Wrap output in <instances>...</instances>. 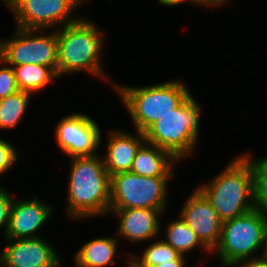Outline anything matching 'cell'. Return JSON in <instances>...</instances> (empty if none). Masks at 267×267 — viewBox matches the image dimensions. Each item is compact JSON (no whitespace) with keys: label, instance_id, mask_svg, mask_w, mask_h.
Returning a JSON list of instances; mask_svg holds the SVG:
<instances>
[{"label":"cell","instance_id":"cell-7","mask_svg":"<svg viewBox=\"0 0 267 267\" xmlns=\"http://www.w3.org/2000/svg\"><path fill=\"white\" fill-rule=\"evenodd\" d=\"M174 177H143L132 172L110 176V209L166 210L167 183Z\"/></svg>","mask_w":267,"mask_h":267},{"label":"cell","instance_id":"cell-3","mask_svg":"<svg viewBox=\"0 0 267 267\" xmlns=\"http://www.w3.org/2000/svg\"><path fill=\"white\" fill-rule=\"evenodd\" d=\"M93 22L81 17L74 23L56 29L58 42L57 76L80 71L102 77L108 76L101 68L105 33Z\"/></svg>","mask_w":267,"mask_h":267},{"label":"cell","instance_id":"cell-16","mask_svg":"<svg viewBox=\"0 0 267 267\" xmlns=\"http://www.w3.org/2000/svg\"><path fill=\"white\" fill-rule=\"evenodd\" d=\"M177 161L169 152L144 142L137 150L130 172L143 177H175Z\"/></svg>","mask_w":267,"mask_h":267},{"label":"cell","instance_id":"cell-30","mask_svg":"<svg viewBox=\"0 0 267 267\" xmlns=\"http://www.w3.org/2000/svg\"><path fill=\"white\" fill-rule=\"evenodd\" d=\"M262 247H263V252H261V256L258 258L262 259L263 261L267 262V230L265 232V236H264V241H263V244H262Z\"/></svg>","mask_w":267,"mask_h":267},{"label":"cell","instance_id":"cell-27","mask_svg":"<svg viewBox=\"0 0 267 267\" xmlns=\"http://www.w3.org/2000/svg\"><path fill=\"white\" fill-rule=\"evenodd\" d=\"M234 267L238 266V267H267V262L263 261L260 258H256V259H249V260H245V261H241L238 262L236 264L233 265Z\"/></svg>","mask_w":267,"mask_h":267},{"label":"cell","instance_id":"cell-9","mask_svg":"<svg viewBox=\"0 0 267 267\" xmlns=\"http://www.w3.org/2000/svg\"><path fill=\"white\" fill-rule=\"evenodd\" d=\"M3 1V0H2ZM14 13L17 27L26 29H59L74 23L80 17H72L85 0H4ZM76 17V18H75ZM57 27V28H56Z\"/></svg>","mask_w":267,"mask_h":267},{"label":"cell","instance_id":"cell-23","mask_svg":"<svg viewBox=\"0 0 267 267\" xmlns=\"http://www.w3.org/2000/svg\"><path fill=\"white\" fill-rule=\"evenodd\" d=\"M0 64L4 65L0 68V99L13 95L19 91L15 79V74L11 66H7L0 59ZM6 65V67H5Z\"/></svg>","mask_w":267,"mask_h":267},{"label":"cell","instance_id":"cell-24","mask_svg":"<svg viewBox=\"0 0 267 267\" xmlns=\"http://www.w3.org/2000/svg\"><path fill=\"white\" fill-rule=\"evenodd\" d=\"M17 148L0 137V176L5 174L17 161Z\"/></svg>","mask_w":267,"mask_h":267},{"label":"cell","instance_id":"cell-13","mask_svg":"<svg viewBox=\"0 0 267 267\" xmlns=\"http://www.w3.org/2000/svg\"><path fill=\"white\" fill-rule=\"evenodd\" d=\"M39 198L13 199L9 225L5 239H25L40 237L39 229L50 219L53 207Z\"/></svg>","mask_w":267,"mask_h":267},{"label":"cell","instance_id":"cell-12","mask_svg":"<svg viewBox=\"0 0 267 267\" xmlns=\"http://www.w3.org/2000/svg\"><path fill=\"white\" fill-rule=\"evenodd\" d=\"M6 240L1 251L4 267H62L57 249L43 237Z\"/></svg>","mask_w":267,"mask_h":267},{"label":"cell","instance_id":"cell-1","mask_svg":"<svg viewBox=\"0 0 267 267\" xmlns=\"http://www.w3.org/2000/svg\"><path fill=\"white\" fill-rule=\"evenodd\" d=\"M71 158L66 214L76 220L108 215L110 175L103 158L98 154Z\"/></svg>","mask_w":267,"mask_h":267},{"label":"cell","instance_id":"cell-28","mask_svg":"<svg viewBox=\"0 0 267 267\" xmlns=\"http://www.w3.org/2000/svg\"><path fill=\"white\" fill-rule=\"evenodd\" d=\"M185 258L184 255H179L175 260L170 262L161 263L154 267H185Z\"/></svg>","mask_w":267,"mask_h":267},{"label":"cell","instance_id":"cell-10","mask_svg":"<svg viewBox=\"0 0 267 267\" xmlns=\"http://www.w3.org/2000/svg\"><path fill=\"white\" fill-rule=\"evenodd\" d=\"M100 127L90 116L71 113L56 126L55 137L61 151L70 157L98 154L101 143Z\"/></svg>","mask_w":267,"mask_h":267},{"label":"cell","instance_id":"cell-14","mask_svg":"<svg viewBox=\"0 0 267 267\" xmlns=\"http://www.w3.org/2000/svg\"><path fill=\"white\" fill-rule=\"evenodd\" d=\"M119 217L117 234L130 242H145L155 239L160 231L159 216L165 210L152 209H110L109 213ZM161 214V215H160Z\"/></svg>","mask_w":267,"mask_h":267},{"label":"cell","instance_id":"cell-15","mask_svg":"<svg viewBox=\"0 0 267 267\" xmlns=\"http://www.w3.org/2000/svg\"><path fill=\"white\" fill-rule=\"evenodd\" d=\"M124 131H109L103 163L110 176L121 172H130L136 152L145 142L144 133L136 130V133L130 134Z\"/></svg>","mask_w":267,"mask_h":267},{"label":"cell","instance_id":"cell-4","mask_svg":"<svg viewBox=\"0 0 267 267\" xmlns=\"http://www.w3.org/2000/svg\"><path fill=\"white\" fill-rule=\"evenodd\" d=\"M127 108L135 131L144 133L154 122L178 107L190 94L182 79L161 82L152 86H122L112 83Z\"/></svg>","mask_w":267,"mask_h":267},{"label":"cell","instance_id":"cell-31","mask_svg":"<svg viewBox=\"0 0 267 267\" xmlns=\"http://www.w3.org/2000/svg\"><path fill=\"white\" fill-rule=\"evenodd\" d=\"M130 254H131V253L128 254V258H127V259H128V260H127V264H128L127 267H131Z\"/></svg>","mask_w":267,"mask_h":267},{"label":"cell","instance_id":"cell-21","mask_svg":"<svg viewBox=\"0 0 267 267\" xmlns=\"http://www.w3.org/2000/svg\"><path fill=\"white\" fill-rule=\"evenodd\" d=\"M179 255L180 253L161 239L150 243L144 249L141 258L130 254V262L131 267H154L175 260Z\"/></svg>","mask_w":267,"mask_h":267},{"label":"cell","instance_id":"cell-11","mask_svg":"<svg viewBox=\"0 0 267 267\" xmlns=\"http://www.w3.org/2000/svg\"><path fill=\"white\" fill-rule=\"evenodd\" d=\"M184 202L179 217L212 252L219 243L223 221L197 187Z\"/></svg>","mask_w":267,"mask_h":267},{"label":"cell","instance_id":"cell-20","mask_svg":"<svg viewBox=\"0 0 267 267\" xmlns=\"http://www.w3.org/2000/svg\"><path fill=\"white\" fill-rule=\"evenodd\" d=\"M30 95L29 92L18 91L0 99V129L17 128L27 110Z\"/></svg>","mask_w":267,"mask_h":267},{"label":"cell","instance_id":"cell-29","mask_svg":"<svg viewBox=\"0 0 267 267\" xmlns=\"http://www.w3.org/2000/svg\"><path fill=\"white\" fill-rule=\"evenodd\" d=\"M209 8L210 7H220L228 3L230 0H202Z\"/></svg>","mask_w":267,"mask_h":267},{"label":"cell","instance_id":"cell-19","mask_svg":"<svg viewBox=\"0 0 267 267\" xmlns=\"http://www.w3.org/2000/svg\"><path fill=\"white\" fill-rule=\"evenodd\" d=\"M168 223L165 233L166 243L171 245L181 255H186L191 250L196 249L198 246L206 250L205 252H211L198 238L196 233L179 217Z\"/></svg>","mask_w":267,"mask_h":267},{"label":"cell","instance_id":"cell-17","mask_svg":"<svg viewBox=\"0 0 267 267\" xmlns=\"http://www.w3.org/2000/svg\"><path fill=\"white\" fill-rule=\"evenodd\" d=\"M116 237H99L86 242L75 253L74 261L76 267H107L114 265L117 250Z\"/></svg>","mask_w":267,"mask_h":267},{"label":"cell","instance_id":"cell-32","mask_svg":"<svg viewBox=\"0 0 267 267\" xmlns=\"http://www.w3.org/2000/svg\"><path fill=\"white\" fill-rule=\"evenodd\" d=\"M0 267H3V259L1 253H0Z\"/></svg>","mask_w":267,"mask_h":267},{"label":"cell","instance_id":"cell-8","mask_svg":"<svg viewBox=\"0 0 267 267\" xmlns=\"http://www.w3.org/2000/svg\"><path fill=\"white\" fill-rule=\"evenodd\" d=\"M15 30L9 39L0 40V59L11 67L23 64L48 66L57 74L56 30L44 35L40 33L43 29L16 27Z\"/></svg>","mask_w":267,"mask_h":267},{"label":"cell","instance_id":"cell-6","mask_svg":"<svg viewBox=\"0 0 267 267\" xmlns=\"http://www.w3.org/2000/svg\"><path fill=\"white\" fill-rule=\"evenodd\" d=\"M266 230L267 215L254 208L223 221L219 243L211 253L216 251L222 267H233L238 262L256 259L253 254L262 247Z\"/></svg>","mask_w":267,"mask_h":267},{"label":"cell","instance_id":"cell-18","mask_svg":"<svg viewBox=\"0 0 267 267\" xmlns=\"http://www.w3.org/2000/svg\"><path fill=\"white\" fill-rule=\"evenodd\" d=\"M12 68L19 91L32 94L41 91L58 78L57 74L48 66L23 64Z\"/></svg>","mask_w":267,"mask_h":267},{"label":"cell","instance_id":"cell-25","mask_svg":"<svg viewBox=\"0 0 267 267\" xmlns=\"http://www.w3.org/2000/svg\"><path fill=\"white\" fill-rule=\"evenodd\" d=\"M5 189L0 187V229L5 230L4 235L6 236L14 197L12 198V195Z\"/></svg>","mask_w":267,"mask_h":267},{"label":"cell","instance_id":"cell-2","mask_svg":"<svg viewBox=\"0 0 267 267\" xmlns=\"http://www.w3.org/2000/svg\"><path fill=\"white\" fill-rule=\"evenodd\" d=\"M197 187L210 201L222 221L233 219L255 208L254 175L250 161L234 157L219 175Z\"/></svg>","mask_w":267,"mask_h":267},{"label":"cell","instance_id":"cell-5","mask_svg":"<svg viewBox=\"0 0 267 267\" xmlns=\"http://www.w3.org/2000/svg\"><path fill=\"white\" fill-rule=\"evenodd\" d=\"M201 106L189 95L178 107L154 122L145 132V142L169 152L177 161L193 157L199 140Z\"/></svg>","mask_w":267,"mask_h":267},{"label":"cell","instance_id":"cell-26","mask_svg":"<svg viewBox=\"0 0 267 267\" xmlns=\"http://www.w3.org/2000/svg\"><path fill=\"white\" fill-rule=\"evenodd\" d=\"M158 2H160L159 4L161 5H164V6H177L179 5L180 3L182 2H189L191 4H194V5H198V6H201V7H208L202 0H157Z\"/></svg>","mask_w":267,"mask_h":267},{"label":"cell","instance_id":"cell-22","mask_svg":"<svg viewBox=\"0 0 267 267\" xmlns=\"http://www.w3.org/2000/svg\"><path fill=\"white\" fill-rule=\"evenodd\" d=\"M249 154L244 156L250 161L254 175L255 208L267 215V156L253 160Z\"/></svg>","mask_w":267,"mask_h":267}]
</instances>
